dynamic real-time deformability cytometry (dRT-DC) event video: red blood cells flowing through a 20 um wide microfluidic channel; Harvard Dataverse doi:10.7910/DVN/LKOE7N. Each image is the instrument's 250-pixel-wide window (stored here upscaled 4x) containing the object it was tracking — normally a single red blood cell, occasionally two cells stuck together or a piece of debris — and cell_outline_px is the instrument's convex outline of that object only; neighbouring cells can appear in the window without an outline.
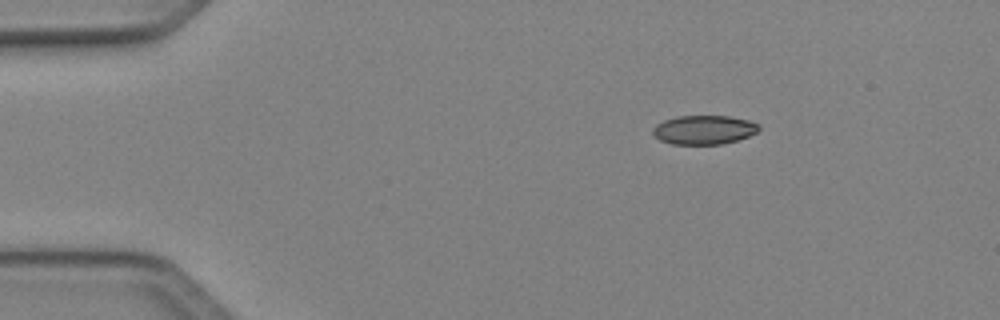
{"species": "Egyptian fruit bat (a non-hibernating species)", "species_latin": "Rousettus aegyptiacus", "temperature_condition": "cold", "stored_images_in_passage": 43, "camera_frame_rate_fps": 3000, "um_per_image_px": 0.085, "animal": {"sex": "female"}, "frame": {"image": 1, "passage_image": 1, "time_ms": 0.0, "image_size_px": [1000, 320], "cell_outline_px": [[760, 128], [756, 132], [748, 136], [724, 144], [672, 144], [660, 140], [652, 132], [652, 128], [656, 124], [664, 120], [676, 116], [728, 116], [748, 120], [760, 124]], "centroid_in_image_um": [59.83, 11.03], "position_along_channel_um": 25.2, "area_um2": 17.92}}
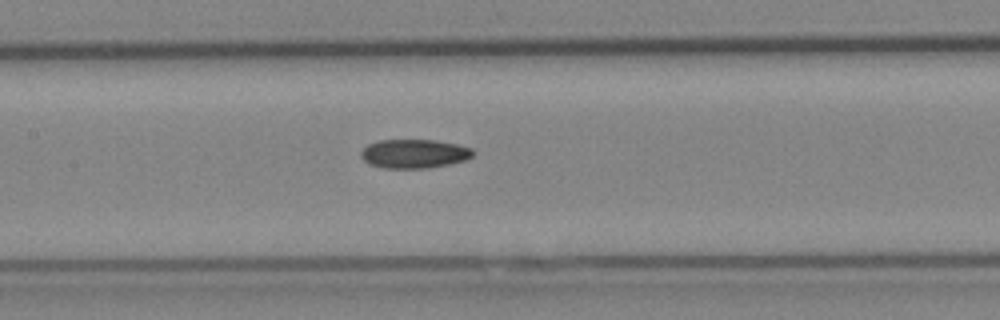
{"frame": {"image": 2, "passage_image": 17, "time_ms": 5.333, "image_size_px": [1000, 320], "cell_outline_px": [[476, 152], [472, 156], [464, 160], [448, 164], [428, 168], [384, 168], [368, 164], [360, 156], [360, 152], [368, 144], [380, 140], [436, 140], [456, 144], [472, 148]], "centroid_in_image_um": [35.2, 13.06], "position_along_channel_um": 172.2, "area_um2": 18.9}}
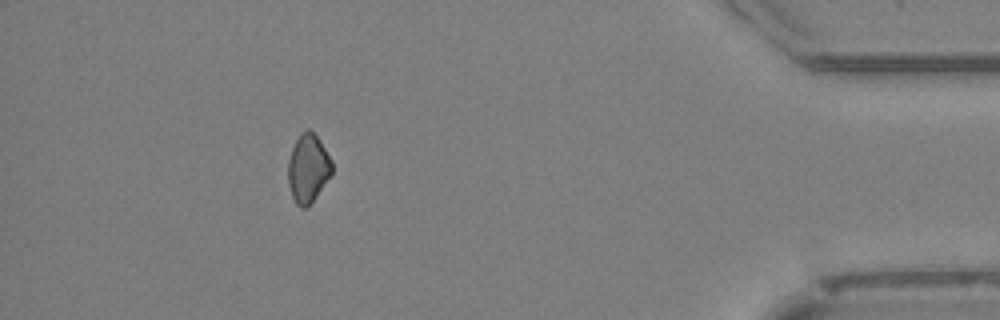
{"frame": {"image": 3, "passage_image": 38, "time_ms": 12.333, "image_size_px": [1000, 320], "cell_outline_px": [[332, 172], [312, 204], [308, 208], [300, 208], [296, 204], [292, 196], [288, 184], [288, 160], [292, 148], [300, 132], [308, 128], [316, 136], [332, 160]], "centroid_in_image_um": [26.17, 14.35], "position_along_channel_um": 409.0, "area_um2": 17.57}}